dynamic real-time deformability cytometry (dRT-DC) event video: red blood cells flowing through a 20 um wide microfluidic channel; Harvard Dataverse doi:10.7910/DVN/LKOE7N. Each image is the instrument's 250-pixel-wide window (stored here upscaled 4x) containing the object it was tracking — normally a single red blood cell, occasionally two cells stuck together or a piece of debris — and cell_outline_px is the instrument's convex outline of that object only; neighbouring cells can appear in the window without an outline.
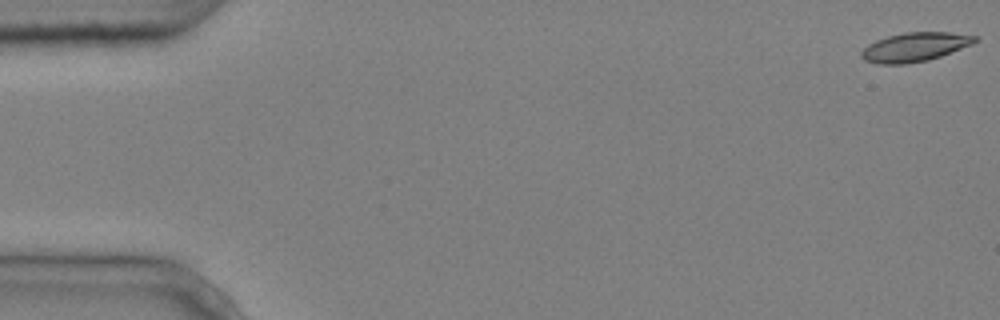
{"species": "common noctule bat (a hibernating species)", "species_latin": "Nyctalus noctula", "temperature_condition": "cold", "stored_images_in_passage": 6, "camera_frame_rate_fps": 3000, "um_per_image_px": 0.085, "animal": {"sex": "male", "body_mass_g": 20.4}, "frame": {"image": 1, "passage_image": 1, "time_ms": 0.0, "image_size_px": [1000, 320], "cell_outline_px": [[980, 40], [972, 44], [940, 56], [928, 60], [904, 64], [876, 64], [864, 60], [860, 56], [860, 52], [868, 44], [876, 40], [888, 36], [904, 32], [948, 32], [980, 36]], "centroid_in_image_um": [77.76, 3.99], "position_along_channel_um": 7.2, "area_um2": 19.31}}
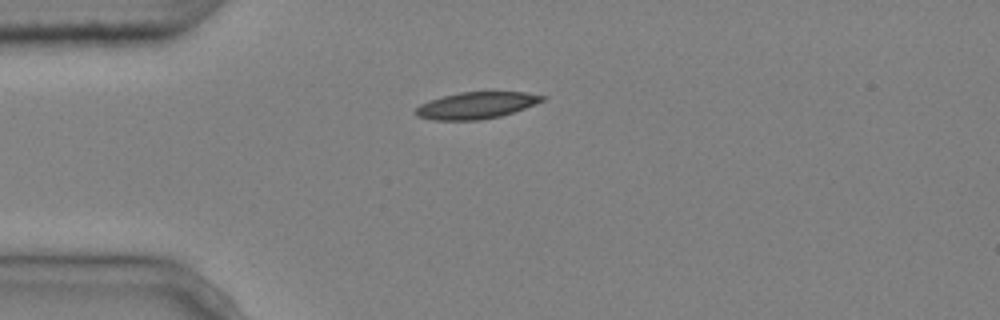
{"frame": {"image": 2, "passage_image": 4, "time_ms": 1.0, "image_size_px": [1000, 320], "cell_outline_px": [[548, 96], [544, 100], [536, 104], [500, 116], [480, 120], [432, 120], [416, 116], [412, 112], [420, 104], [428, 100], [460, 92], [524, 92]], "centroid_in_image_um": [40.45, 8.96], "position_along_channel_um": 44.6, "area_um2": 19.77}}